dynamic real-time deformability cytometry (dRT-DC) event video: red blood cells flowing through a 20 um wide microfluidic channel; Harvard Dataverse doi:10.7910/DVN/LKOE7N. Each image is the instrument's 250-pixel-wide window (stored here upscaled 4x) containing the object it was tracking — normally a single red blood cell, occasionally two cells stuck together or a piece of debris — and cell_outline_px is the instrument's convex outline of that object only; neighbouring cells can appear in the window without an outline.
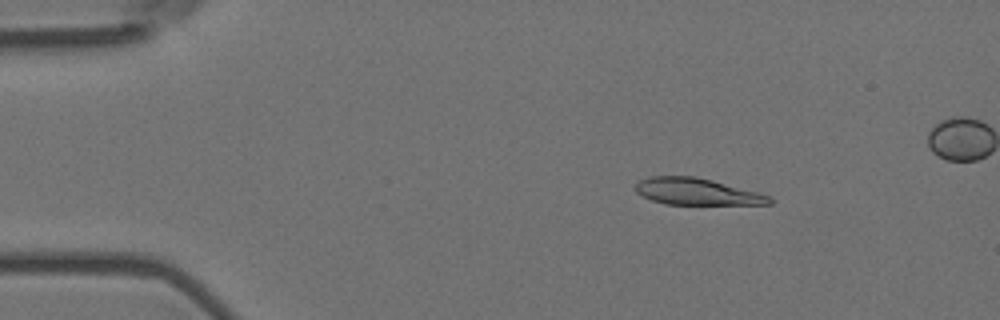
{"species": "Egyptian fruit bat (a non-hibernating species)", "species_latin": "Rousettus aegyptiacus", "temperature_condition": "room temperature", "stored_images_in_passage": 55, "camera_frame_rate_fps": 3000, "um_per_image_px": 0.085, "animal": {"sex": "female"}, "frame": {"image": 1, "passage_image": 8, "time_ms": 2.333, "image_size_px": [1000, 320], "cell_outline_px": [[772, 204], [664, 204], [652, 200], [636, 192], [636, 184], [640, 180], [652, 176], [696, 176], [760, 192], [768, 196], [772, 200]], "centroid_in_image_um": [59.24, 16.28], "position_along_channel_um": 25.8, "area_um2": 20.69}}
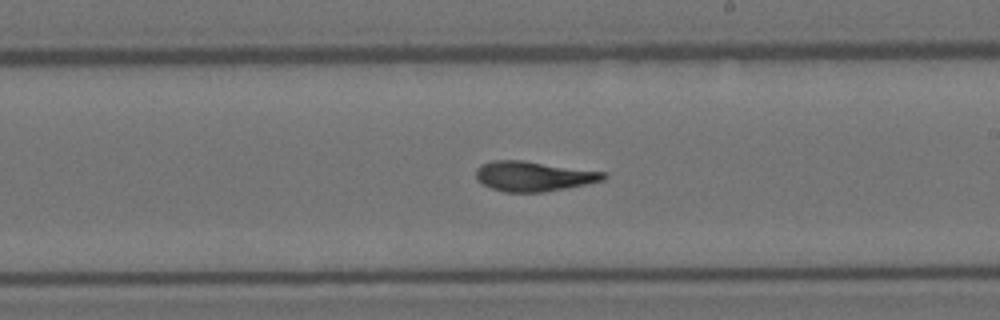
{"frame": {"image": 2, "passage_image": 31, "time_ms": 10.0, "image_size_px": [1000, 320], "cell_outline_px": [[608, 176], [604, 180], [544, 192], [504, 192], [492, 188], [476, 180], [476, 168], [492, 160], [520, 160], [604, 172]], "centroid_in_image_um": [45.32, 14.98], "position_along_channel_um": 243.7, "area_um2": 21.91}}
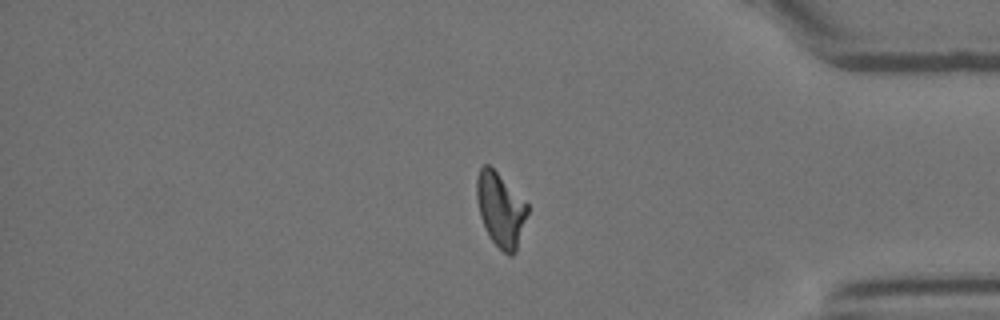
{"frame": {"image": 3, "passage_image": 45, "time_ms": 14.667, "image_size_px": [1000, 320], "cell_outline_px": [[528, 212], [516, 252], [512, 256], [508, 256], [488, 236], [480, 216], [476, 200], [476, 180], [480, 168], [484, 164], [488, 164], [528, 204]], "centroid_in_image_um": [42.53, 17.83], "position_along_channel_um": 392.7, "area_um2": 21.73}, "authors_computed_cell_mechanics": {"area_um2": 21.964, "velocity_mm_per_s": 3.7341, "shape_relaxation_time_tau1_ms": null, "shape_relaxation_time_tau2_ms": 2.0101, "deformation_change_tau1": null, "deformation_change_tau2": 0.0923}}